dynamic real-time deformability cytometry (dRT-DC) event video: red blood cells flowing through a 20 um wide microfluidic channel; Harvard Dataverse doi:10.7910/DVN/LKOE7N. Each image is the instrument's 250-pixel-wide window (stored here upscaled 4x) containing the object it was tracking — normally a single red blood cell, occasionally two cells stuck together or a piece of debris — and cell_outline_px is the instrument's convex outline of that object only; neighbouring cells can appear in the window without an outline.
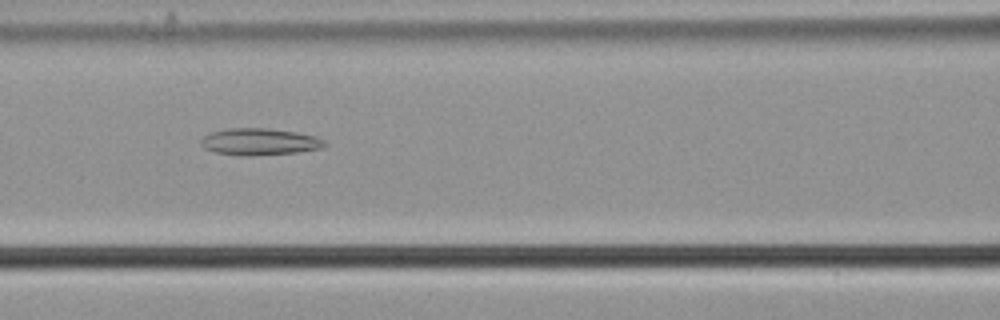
{"species": "common noctule bat (a hibernating species)", "species_latin": "Nyctalus noctula", "temperature_condition": "cold", "stored_images_in_passage": 48, "camera_frame_rate_fps": 3000, "um_per_image_px": 0.085, "animal": {"sex": "male", "body_mass_g": 21.5, "forearm_length_mm": 52.0}, "frame": {"image": 1, "passage_image": 17, "time_ms": 5.333, "image_size_px": [1000, 320], "cell_outline_px": [[328, 144], [320, 148], [296, 152], [252, 156], [240, 156], [216, 152], [204, 148], [200, 144], [200, 140], [204, 136], [212, 132], [228, 128], [268, 128], [296, 132], [316, 136], [324, 140]], "centroid_in_image_um": [22.05, 12.05], "position_along_channel_um": 144.5, "area_um2": 19.36}}
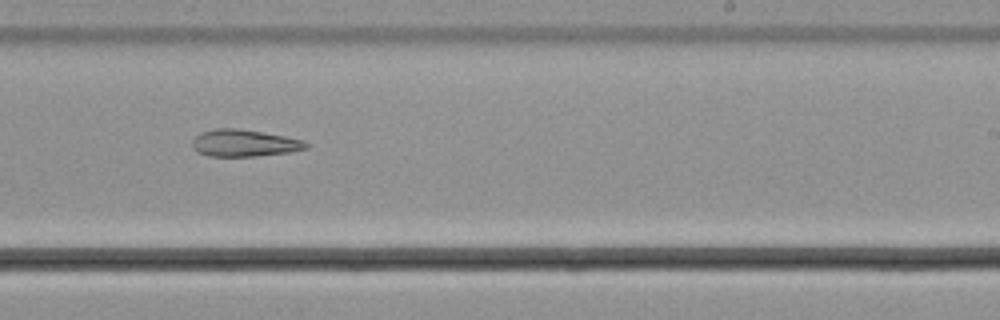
{"frame": {"image": 2, "passage_image": 27, "time_ms": 8.667, "image_size_px": [1000, 320], "cell_outline_px": [[308, 148], [292, 152], [256, 156], [208, 156], [196, 152], [192, 148], [192, 140], [200, 132], [216, 128], [240, 128], [284, 136], [304, 140], [308, 144]], "centroid_in_image_um": [20.74, 12.16], "position_along_channel_um": 268.3, "area_um2": 18.09}}
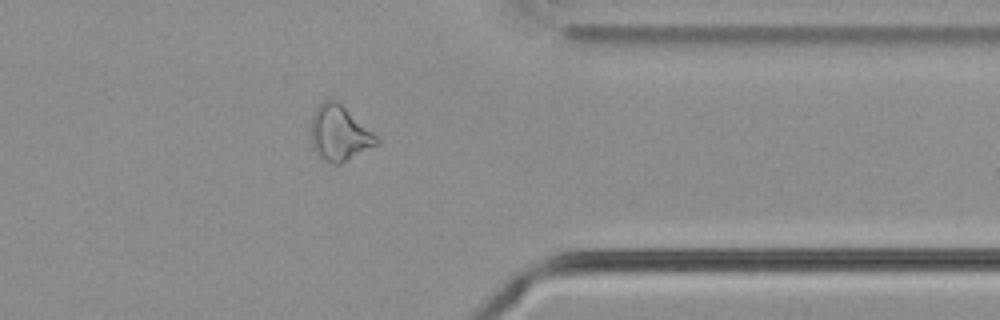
{"frame": {"image": 3, "passage_image": 37, "time_ms": 12.0, "image_size_px": [1000, 320], "cell_outline_px": [[380, 140], [376, 144], [340, 164], [332, 164], [324, 160], [312, 148], [312, 116], [320, 100], [328, 96], [332, 96], [372, 132]], "centroid_in_image_um": [28.79, 11.27], "position_along_channel_um": 382.6, "area_um2": 20.87}, "authors_computed_cell_mechanics": {"area_um2": 21.2415, "velocity_mm_per_s": 3.7333, "shape_relaxation_time_tau1_ms": null, "shape_relaxation_time_tau2_ms": 5.5828, "deformation_change_tau1": null, "deformation_change_tau2": 0.1602}}